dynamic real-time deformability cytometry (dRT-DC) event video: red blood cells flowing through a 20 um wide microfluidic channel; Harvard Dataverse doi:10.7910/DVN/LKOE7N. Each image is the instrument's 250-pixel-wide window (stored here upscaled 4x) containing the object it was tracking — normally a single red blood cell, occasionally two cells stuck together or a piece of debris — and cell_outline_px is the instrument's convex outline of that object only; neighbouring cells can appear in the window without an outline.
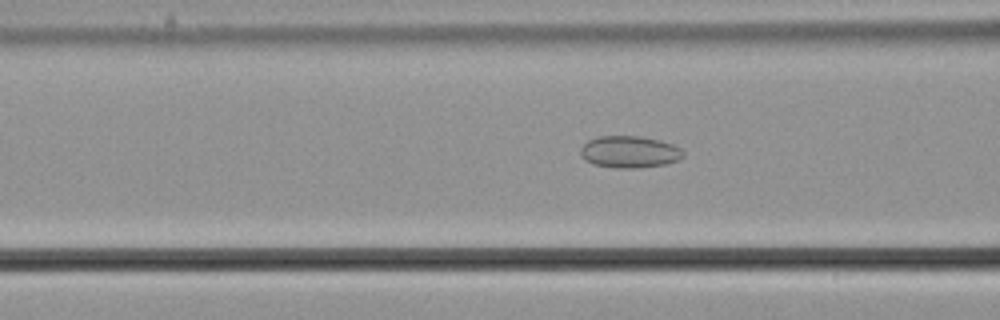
{"species": "common noctule bat (a hibernating species)", "species_latin": "Nyctalus noctula", "temperature_condition": "cold", "stored_images_in_passage": 56, "camera_frame_rate_fps": 3000, "um_per_image_px": 0.085, "animal": {"sex": "male", "body_mass_g": 21.5, "forearm_length_mm": 52.0}, "frame": {"image": 1, "passage_image": 22, "time_ms": 7.0, "image_size_px": [1000, 320], "cell_outline_px": [[684, 156], [676, 160], [664, 164], [636, 168], [616, 168], [592, 164], [584, 160], [580, 156], [580, 148], [588, 140], [596, 136], [640, 136], [660, 140], [672, 144], [680, 148], [684, 152]], "centroid_in_image_um": [53.46, 12.9], "position_along_channel_um": 113.1, "area_um2": 19.19}}
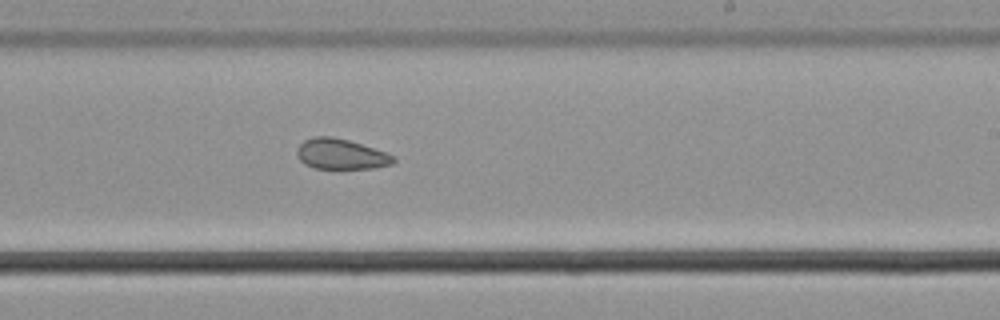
{"frame": {"image": 2, "passage_image": 34, "time_ms": 11.0, "image_size_px": [1000, 320], "cell_outline_px": [[396, 160], [392, 164], [376, 168], [312, 168], [304, 164], [296, 156], [296, 148], [304, 140], [316, 136], [332, 136], [348, 140], [396, 156]], "centroid_in_image_um": [28.95, 13.1], "position_along_channel_um": 260.1, "area_um2": 17.11}}
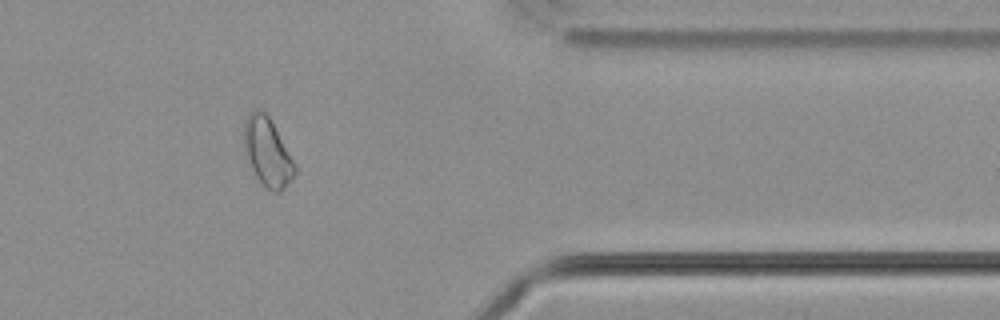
{"frame": {"image": 3, "passage_image": 46, "time_ms": 15.0, "image_size_px": [1000, 320], "cell_outline_px": [[296, 172], [284, 188], [280, 192], [272, 192], [264, 188], [256, 176], [244, 156], [244, 120], [256, 108], [260, 108], [268, 116], [296, 164]], "centroid_in_image_um": [22.71, 12.96], "position_along_channel_um": 388.7, "area_um2": 20.29}, "authors_computed_cell_mechanics": {"area_um2": 20.808, "velocity_mm_per_s": 3.6744, "shape_relaxation_time_tau1_ms": null, "shape_relaxation_time_tau2_ms": 5.6194, "deformation_change_tau1": null, "deformation_change_tau2": 0.1176}}